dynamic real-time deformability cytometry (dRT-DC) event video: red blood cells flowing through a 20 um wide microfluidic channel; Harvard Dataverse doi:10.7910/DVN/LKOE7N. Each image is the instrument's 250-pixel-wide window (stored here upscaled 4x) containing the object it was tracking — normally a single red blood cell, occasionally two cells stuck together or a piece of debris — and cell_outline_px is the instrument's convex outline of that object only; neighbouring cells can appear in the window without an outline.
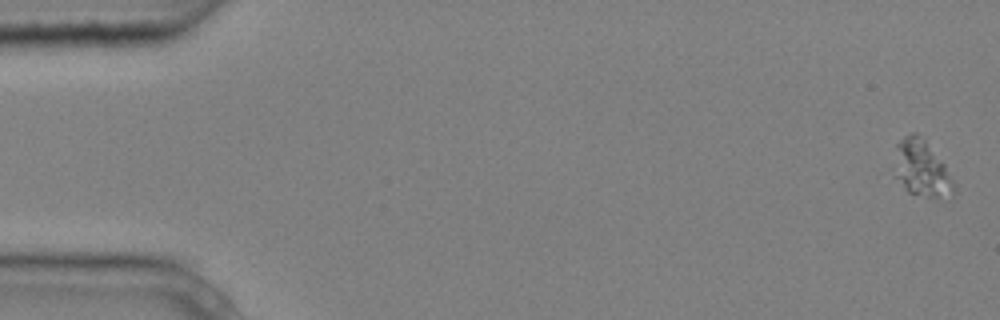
{"species": "common noctule bat (a hibernating species)", "species_latin": "Nyctalus noctula", "temperature_condition": "cold", "stored_images_in_passage": 6, "camera_frame_rate_fps": 3000, "um_per_image_px": 0.085, "animal": {"sex": "male", "body_mass_g": 20.4}, "frame": {"image": 1, "passage_image": 1, "time_ms": 0.0, "image_size_px": [1000, 320], "cell_outline_px": [[956, 192], [936, 196], [928, 196], [908, 192], [904, 188], [896, 176], [896, 144], [904, 136], [912, 132], [916, 132], [924, 140], [944, 164], [952, 180]], "centroid_in_image_um": [78.31, 14.28], "position_along_channel_um": 6.7, "area_um2": 18.61}}
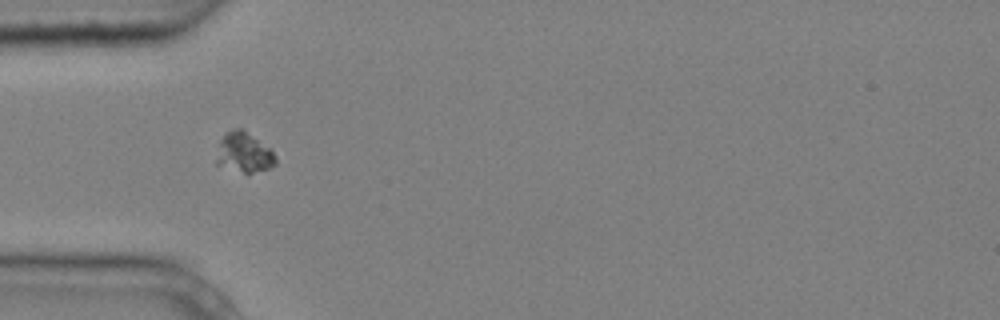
{"frame": {"image": 2, "passage_image": 5, "time_ms": 1.333, "image_size_px": [1000, 320], "cell_outline_px": [[276, 164], [268, 168], [248, 176], [216, 164], [216, 160], [220, 140], [232, 128], [240, 128], [272, 148], [276, 156]], "centroid_in_image_um": [20.77, 13.01], "position_along_channel_um": 64.2, "area_um2": 14.1}}
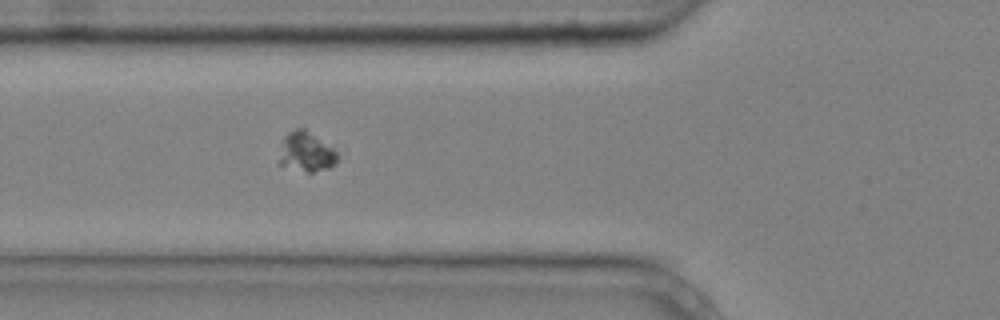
{"frame": {"image": 3, "passage_image": 6, "time_ms": 1.667, "image_size_px": [1000, 320], "cell_outline_px": [[336, 164], [328, 168], [312, 172], [308, 172], [276, 164], [284, 136], [288, 132], [296, 128], [304, 128], [332, 148], [336, 152]], "centroid_in_image_um": [25.96, 12.92], "position_along_channel_um": 99.8, "area_um2": 13.35}}